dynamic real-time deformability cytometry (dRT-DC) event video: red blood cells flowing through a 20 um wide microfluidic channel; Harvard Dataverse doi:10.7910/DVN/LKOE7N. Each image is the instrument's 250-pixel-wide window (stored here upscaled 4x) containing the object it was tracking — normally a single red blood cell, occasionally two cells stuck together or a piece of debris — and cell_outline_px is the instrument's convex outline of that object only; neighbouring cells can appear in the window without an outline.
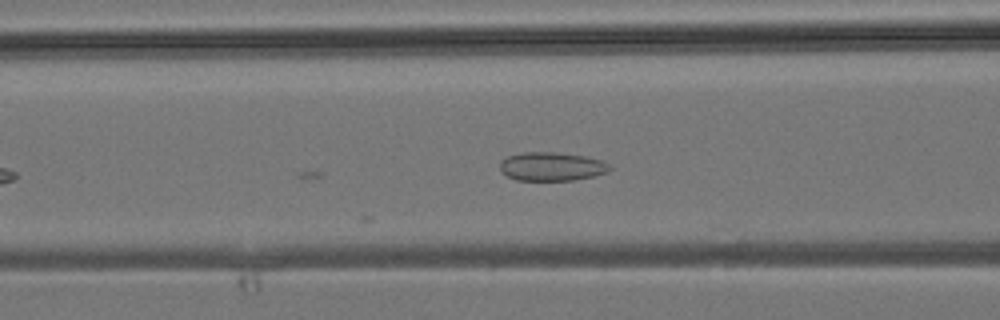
{"species": "common noctule bat (a hibernating species)", "species_latin": "Nyctalus noctula", "temperature_condition": "room temperature", "stored_images_in_passage": 9, "camera_frame_rate_fps": 3000, "um_per_image_px": 0.085, "animal": {"sex": "male", "body_mass_g": 19.2, "forearm_length_mm": 51.8}, "frame": {"image": 1, "passage_image": 7, "time_ms": 2.0, "image_size_px": [1000, 320], "cell_outline_px": [[612, 168], [608, 172], [596, 176], [572, 180], [516, 180], [500, 172], [500, 160], [508, 156], [524, 152], [556, 152], [584, 156], [604, 160]], "centroid_in_image_um": [46.9, 14.15], "position_along_channel_um": 119.7, "area_um2": 18.5}}